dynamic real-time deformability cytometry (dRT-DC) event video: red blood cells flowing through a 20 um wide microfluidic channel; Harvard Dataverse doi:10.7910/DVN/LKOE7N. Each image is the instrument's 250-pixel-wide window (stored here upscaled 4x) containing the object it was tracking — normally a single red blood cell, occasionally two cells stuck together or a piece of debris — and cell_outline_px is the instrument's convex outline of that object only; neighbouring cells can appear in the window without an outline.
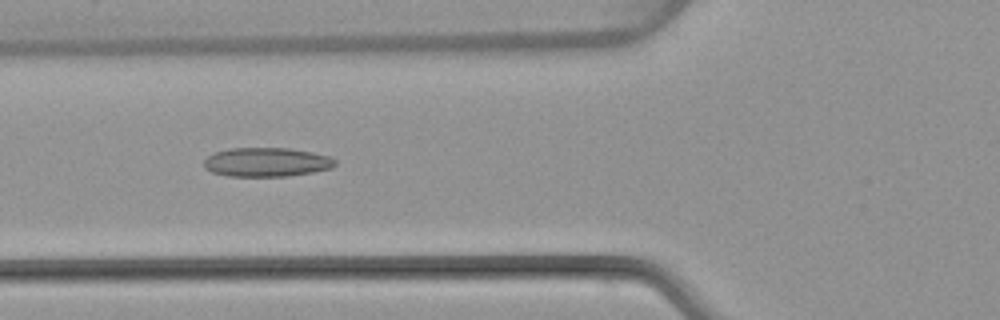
{"species": "common noctule bat (a hibernating species)", "species_latin": "Nyctalus noctula", "temperature_condition": "warm", "stored_images_in_passage": 48, "camera_frame_rate_fps": 3000, "um_per_image_px": 0.085, "animal": {"sex": "female", "body_mass_g": 22.7, "forearm_length_mm": 54.2}, "frame": {"image": 1, "passage_image": 17, "time_ms": 5.333, "image_size_px": [1000, 320], "cell_outline_px": [[336, 164], [332, 168], [312, 172], [288, 176], [228, 176], [212, 172], [204, 168], [204, 160], [212, 152], [228, 148], [288, 148], [312, 152], [332, 156], [336, 160]], "centroid_in_image_um": [22.66, 13.77], "position_along_channel_um": 103.1, "area_um2": 22.43}}
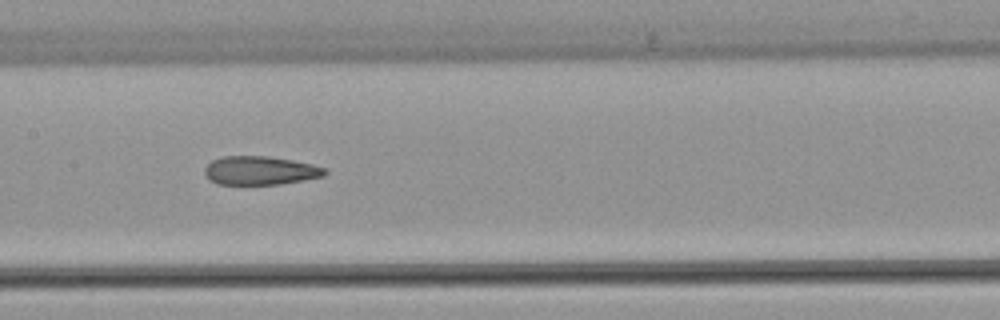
{"frame": {"image": 2, "passage_image": 23, "time_ms": 7.333, "image_size_px": [1000, 320], "cell_outline_px": [[328, 172], [324, 176], [280, 184], [216, 184], [208, 180], [204, 176], [204, 168], [212, 160], [224, 156], [268, 156], [292, 160], [312, 164], [328, 168]], "centroid_in_image_um": [22.1, 14.49], "position_along_channel_um": 185.3, "area_um2": 20.23}}
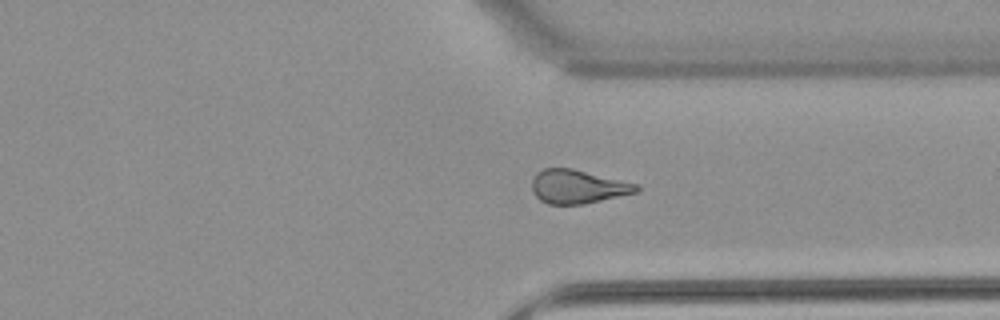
{"frame": {"image": 3, "passage_image": 36, "time_ms": 11.667, "image_size_px": [1000, 320], "cell_outline_px": [[640, 192], [584, 204], [548, 204], [540, 200], [532, 192], [532, 180], [536, 172], [544, 168], [572, 168], [640, 184]], "centroid_in_image_um": [49.14, 15.86], "position_along_channel_um": 362.3, "area_um2": 20.81}, "authors_computed_cell_mechanics": {"area_um2": 21.3571, "velocity_mm_per_s": 4.096, "shape_relaxation_time_tau1_ms": null, "shape_relaxation_time_tau2_ms": 3.3257, "deformation_change_tau1": null, "deformation_change_tau2": 0.136}}